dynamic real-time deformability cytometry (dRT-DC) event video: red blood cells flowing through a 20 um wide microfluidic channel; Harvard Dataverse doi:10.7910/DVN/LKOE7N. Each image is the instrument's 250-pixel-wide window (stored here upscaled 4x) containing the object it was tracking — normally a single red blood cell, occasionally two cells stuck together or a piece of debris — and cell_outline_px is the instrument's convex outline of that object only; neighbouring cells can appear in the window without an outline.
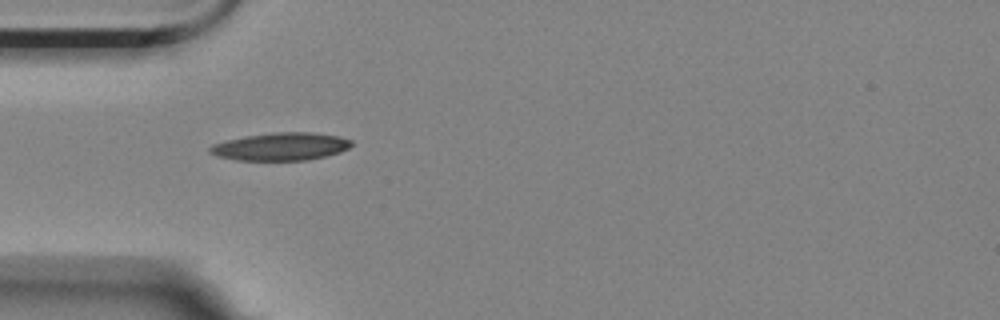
{"species": "Egyptian fruit bat (a non-hibernating species)", "species_latin": "Rousettus aegyptiacus", "temperature_condition": "room temperature", "stored_images_in_passage": 2, "camera_frame_rate_fps": 3000, "um_per_image_px": 0.085, "animal": {"sex": "female"}, "frame": {"image": 1, "passage_image": 1, "time_ms": 0.0, "image_size_px": [1000, 320], "cell_outline_px": [[352, 144], [348, 148], [340, 152], [308, 160], [236, 160], [216, 156], [208, 152], [208, 148], [212, 144], [244, 136], [276, 132], [312, 132], [340, 136], [352, 140]], "centroid_in_image_um": [23.86, 12.45], "position_along_channel_um": 61.1, "area_um2": 22.95}}
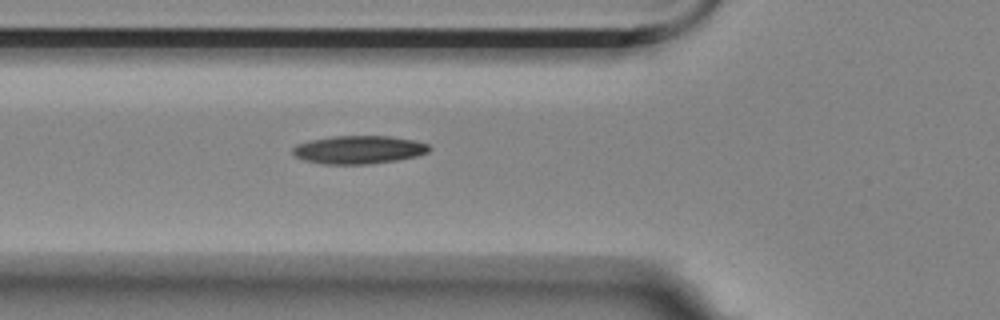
{"frame": {"image": 2, "passage_image": 2, "time_ms": 0.333, "image_size_px": [1000, 320], "cell_outline_px": [[432, 148], [428, 152], [416, 156], [396, 160], [368, 164], [324, 164], [304, 160], [296, 156], [292, 152], [292, 148], [296, 144], [312, 140], [332, 136], [388, 136], [416, 140], [428, 144]], "centroid_in_image_um": [30.51, 12.72], "position_along_channel_um": 95.3, "area_um2": 22.37}}